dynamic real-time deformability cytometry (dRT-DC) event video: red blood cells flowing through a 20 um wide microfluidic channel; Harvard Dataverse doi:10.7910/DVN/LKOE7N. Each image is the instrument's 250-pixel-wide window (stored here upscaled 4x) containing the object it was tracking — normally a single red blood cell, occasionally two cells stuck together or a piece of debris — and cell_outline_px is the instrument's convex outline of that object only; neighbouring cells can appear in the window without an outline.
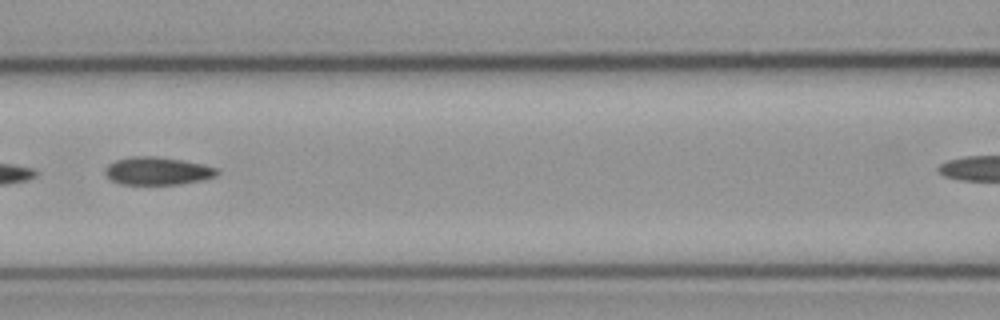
{"species": "common noctule bat (a hibernating species)", "species_latin": "Nyctalus noctula", "temperature_condition": "cold", "stored_images_in_passage": 5, "segment_of_instrument_passage": [1, 2], "camera_frame_rate_fps": 3000, "um_per_image_px": 0.085, "animal": {"sex": "male", "body_mass_g": 23.1, "forearm_length_mm": 52.7}, "frame": {"image": 1, "passage_image": 4, "time_ms": 1.0, "image_size_px": [1000, 320], "cell_outline_px": [[220, 172], [216, 176], [200, 180], [180, 184], [120, 184], [112, 180], [104, 172], [104, 168], [108, 164], [116, 160], [128, 156], [156, 156], [184, 160], [204, 164], [216, 168]], "centroid_in_image_um": [13.38, 14.51], "position_along_channel_um": 153.2, "area_um2": 18.26}}